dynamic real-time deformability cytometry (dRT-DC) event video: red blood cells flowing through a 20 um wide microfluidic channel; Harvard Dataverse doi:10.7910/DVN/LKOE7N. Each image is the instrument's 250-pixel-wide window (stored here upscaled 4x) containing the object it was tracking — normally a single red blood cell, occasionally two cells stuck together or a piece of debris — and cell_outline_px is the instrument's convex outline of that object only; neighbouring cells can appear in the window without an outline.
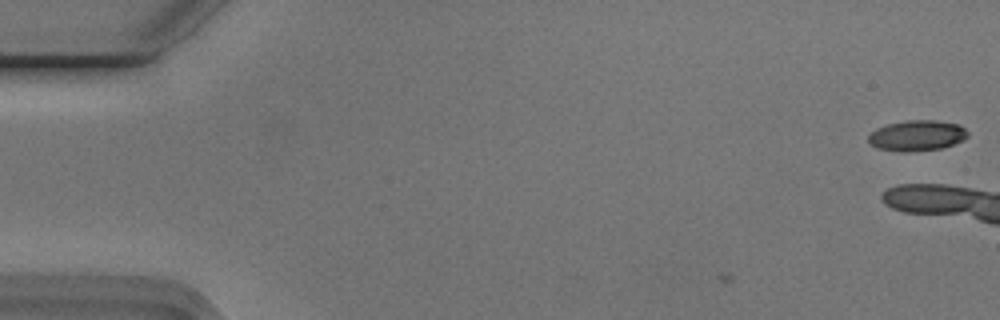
{"species": "Egyptian fruit bat (a non-hibernating species)", "species_latin": "Rousettus aegyptiacus", "temperature_condition": "cold", "stored_images_in_passage": 4, "camera_frame_rate_fps": 3000, "um_per_image_px": 0.085, "animal": {"sex": "male"}, "frame": {"image": 1, "passage_image": 4, "time_ms": 1.0, "image_size_px": [1000, 320], "cell_outline_px": [[968, 136], [964, 140], [940, 148], [908, 152], [900, 152], [880, 148], [868, 144], [868, 136], [876, 128], [888, 124], [904, 120], [936, 120], [960, 124], [968, 132]], "centroid_in_image_um": [77.94, 11.51], "position_along_channel_um": 7.1, "area_um2": 17.8}}